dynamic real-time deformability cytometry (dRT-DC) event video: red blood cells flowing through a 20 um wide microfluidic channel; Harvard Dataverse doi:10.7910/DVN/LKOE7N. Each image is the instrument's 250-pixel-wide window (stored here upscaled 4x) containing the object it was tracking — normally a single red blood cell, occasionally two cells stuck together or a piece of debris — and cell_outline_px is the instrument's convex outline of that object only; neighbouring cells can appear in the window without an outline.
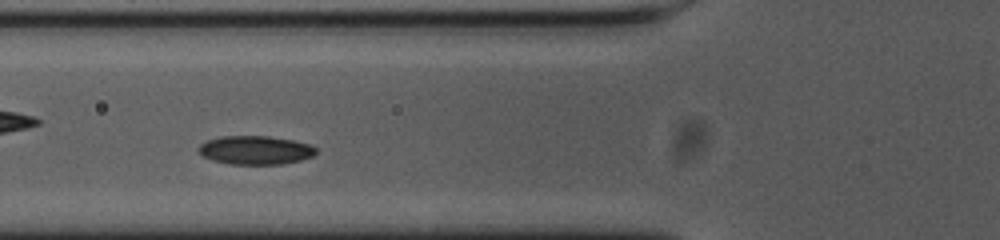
{"species": "common noctule bat (a hibernating species)", "species_latin": "Nyctalus noctula", "temperature_condition": "cold", "stored_images_in_passage": 42, "camera_frame_rate_fps": 3000, "um_per_image_px": 0.085, "animal": {"sex": "female", "body_mass_g": 23.0, "forearm_length_mm": 53.4}, "frame": {"image": 1, "passage_image": 9, "time_ms": 2.667, "image_size_px": [1000, 240], "cell_outline_px": [[316, 152], [312, 156], [300, 160], [280, 164], [232, 164], [212, 160], [200, 156], [196, 148], [200, 144], [208, 140], [220, 136], [268, 136], [292, 140], [312, 144], [316, 148]], "centroid_in_image_um": [21.67, 12.75], "position_along_channel_um": 104.1, "area_um2": 19.71}}
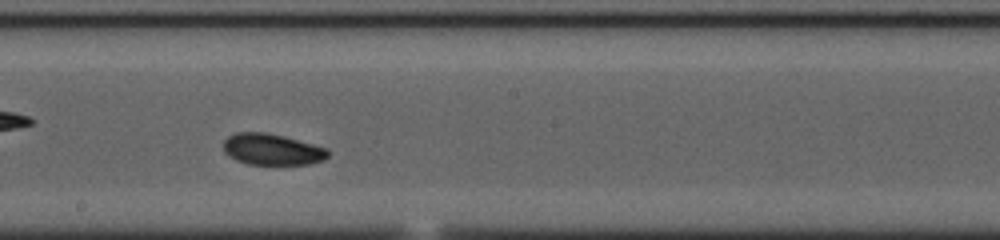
{"frame": {"image": 2, "passage_image": 19, "time_ms": 6.0, "image_size_px": [1000, 240], "cell_outline_px": [[328, 156], [324, 160], [308, 164], [248, 164], [236, 160], [224, 152], [224, 140], [228, 136], [236, 132], [264, 132], [284, 136], [328, 148]], "centroid_in_image_um": [23.12, 12.69], "position_along_channel_um": 225.1, "area_um2": 19.02}}
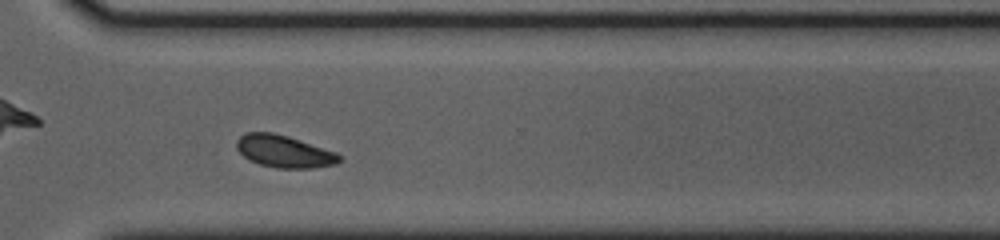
{"frame": {"image": 3, "passage_image": 29, "time_ms": 9.333, "image_size_px": [1000, 240], "cell_outline_px": [[344, 160], [336, 164], [312, 168], [276, 168], [260, 164], [248, 160], [236, 148], [236, 140], [240, 136], [248, 132], [272, 132], [288, 136], [336, 152]], "centroid_in_image_um": [24.15, 12.87], "position_along_channel_um": 346.4, "area_um2": 19.36}, "authors_computed_cell_mechanics": {"area_um2": 19.0451, "velocity_mm_per_s": 3.6339, "shape_relaxation_time_tau1_ms": 4.9721, "shape_relaxation_time_tau2_ms": 2.7332, "deformation_change_tau1": 0.0922, "deformation_change_tau2": 0.0657}}